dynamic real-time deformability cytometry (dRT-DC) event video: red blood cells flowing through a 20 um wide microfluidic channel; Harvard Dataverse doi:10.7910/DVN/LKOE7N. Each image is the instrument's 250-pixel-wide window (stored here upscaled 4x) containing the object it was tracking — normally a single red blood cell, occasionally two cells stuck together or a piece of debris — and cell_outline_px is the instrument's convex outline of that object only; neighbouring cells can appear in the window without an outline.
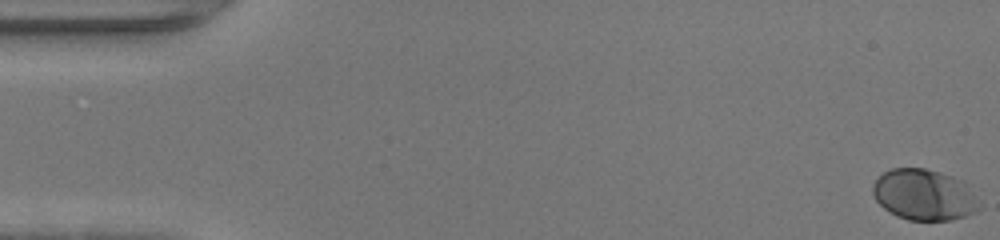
{"species": "human", "species_latin": "Homo sapiens", "temperature_condition": "warm", "stored_images_in_passage": 48, "camera_frame_rate_fps": 3000, "um_per_image_px": 0.085, "donor": {"sex": "female"}, "frame": {"image": 1, "passage_image": 1, "time_ms": 0.0, "image_size_px": [1000, 240], "cell_outline_px": [[980, 208], [976, 212], [952, 220], [908, 220], [896, 216], [884, 208], [872, 196], [872, 184], [884, 172], [892, 168], [924, 168], [940, 172], [964, 180], [980, 204]], "centroid_in_image_um": [78.54, 16.56], "position_along_channel_um": 6.5, "area_um2": 31.79}}
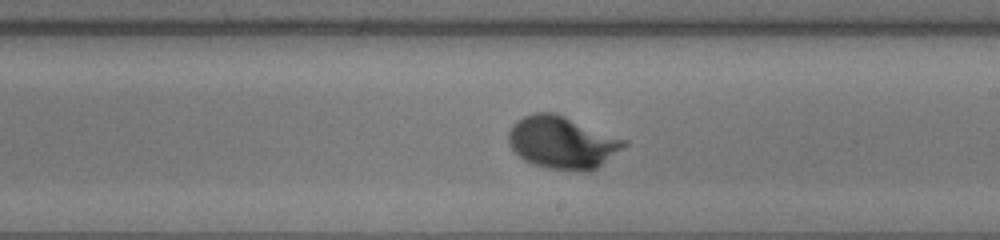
{"frame": {"image": 2, "passage_image": 28, "time_ms": 9.0, "image_size_px": [1000, 240], "cell_outline_px": [[628, 144], [596, 168], [588, 172], [580, 172], [548, 168], [532, 164], [524, 160], [508, 144], [508, 132], [512, 124], [516, 120], [532, 112], [552, 112], [564, 116], [628, 140]], "centroid_in_image_um": [47.77, 12.11], "position_along_channel_um": 241.2, "area_um2": 35.37}}
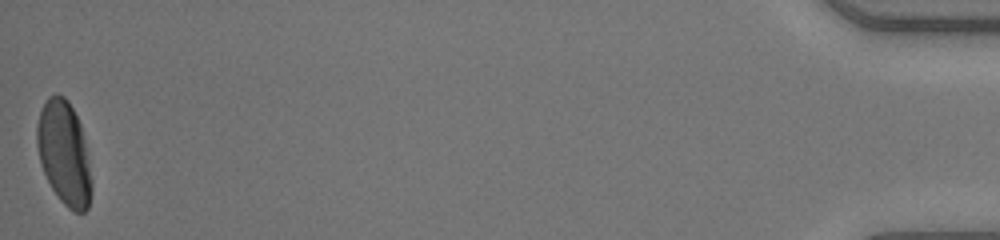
{"frame": {"image": 3, "passage_image": 48, "time_ms": 15.667, "image_size_px": [1000, 240], "cell_outline_px": [[92, 192], [88, 208], [84, 212], [76, 212], [68, 208], [60, 200], [52, 188], [40, 164], [36, 144], [36, 124], [40, 112], [48, 96], [56, 92], [64, 96], [68, 100], [80, 124], [88, 152], [92, 180]], "centroid_in_image_um": [5.46, 13.01], "position_along_channel_um": 429.7, "area_um2": 33.35}, "authors_computed_cell_mechanics": {"area_um2": 32.079, "velocity_mm_per_s": 4.3708, "shape_relaxation_time_tau1_ms": 1.9855, "shape_relaxation_time_tau2_ms": null, "deformation_change_tau1": 0.1408, "deformation_change_tau2": null}}